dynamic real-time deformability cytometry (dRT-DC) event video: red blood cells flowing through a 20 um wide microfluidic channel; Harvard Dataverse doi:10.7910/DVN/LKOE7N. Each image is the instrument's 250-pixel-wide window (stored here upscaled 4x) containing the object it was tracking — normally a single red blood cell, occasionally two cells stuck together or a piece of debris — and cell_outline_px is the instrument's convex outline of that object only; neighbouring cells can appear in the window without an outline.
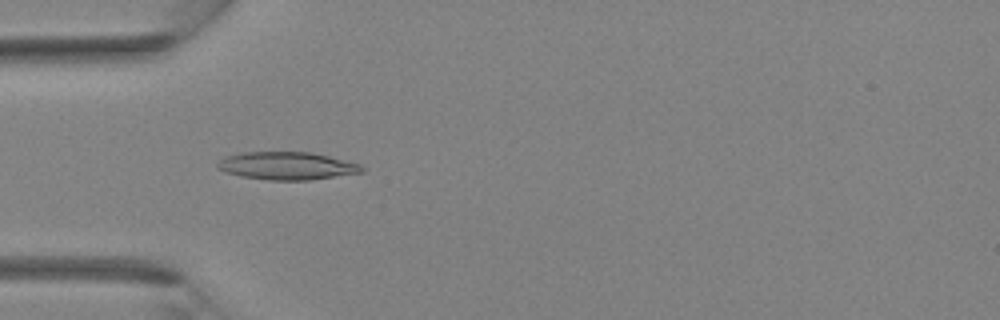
{"species": "Egyptian fruit bat (a non-hibernating species)", "species_latin": "Rousettus aegyptiacus", "temperature_condition": "room temperature", "stored_images_in_passage": 27, "camera_frame_rate_fps": 3000, "um_per_image_px": 0.085, "animal": {"sex": "female"}, "frame": {"image": 1, "passage_image": 5, "time_ms": 1.333, "image_size_px": [1000, 320], "cell_outline_px": [[364, 172], [308, 180], [268, 180], [240, 176], [224, 172], [216, 168], [216, 164], [224, 156], [240, 152], [312, 152], [360, 164], [364, 168]], "centroid_in_image_um": [24.34, 14.09], "position_along_channel_um": 60.7, "area_um2": 23.47}}
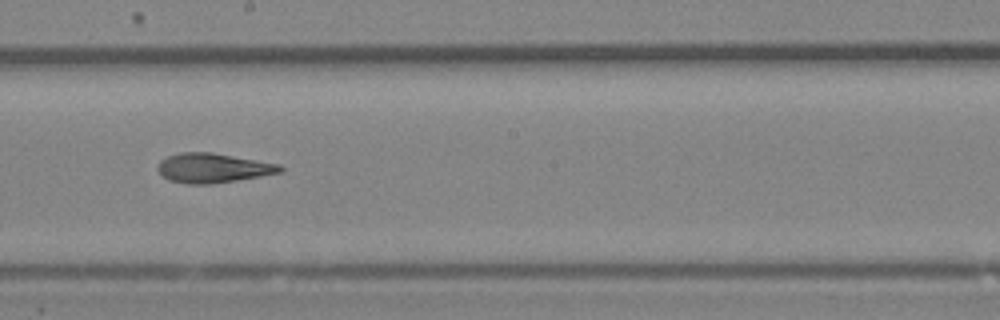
{"frame": {"image": 2, "passage_image": 14, "time_ms": 4.333, "image_size_px": [1000, 320], "cell_outline_px": [[284, 168], [280, 172], [260, 176], [236, 180], [208, 184], [188, 184], [168, 180], [156, 168], [160, 160], [168, 156], [180, 152], [212, 152], [280, 164]], "centroid_in_image_um": [18.08, 14.27], "position_along_channel_um": 230.1, "area_um2": 20.92}}
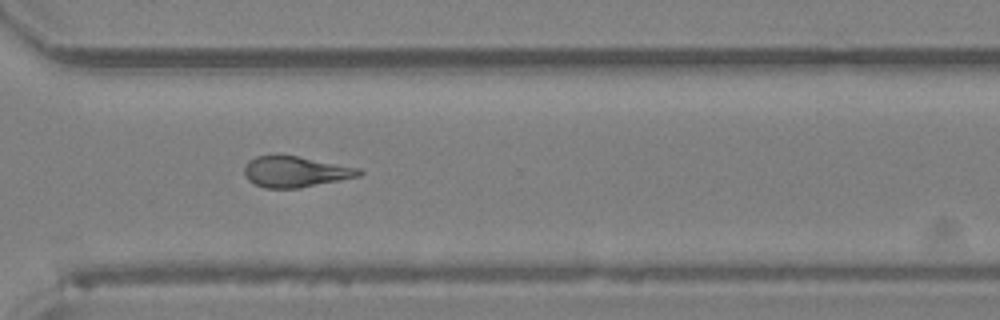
{"frame": {"image": 3, "passage_image": 20, "time_ms": 6.333, "image_size_px": [1000, 320], "cell_outline_px": [[364, 172], [360, 176], [300, 188], [264, 188], [248, 180], [244, 176], [244, 168], [248, 160], [256, 156], [296, 156], [360, 168]], "centroid_in_image_um": [25.1, 14.61], "position_along_channel_um": 345.5, "area_um2": 20.46}}